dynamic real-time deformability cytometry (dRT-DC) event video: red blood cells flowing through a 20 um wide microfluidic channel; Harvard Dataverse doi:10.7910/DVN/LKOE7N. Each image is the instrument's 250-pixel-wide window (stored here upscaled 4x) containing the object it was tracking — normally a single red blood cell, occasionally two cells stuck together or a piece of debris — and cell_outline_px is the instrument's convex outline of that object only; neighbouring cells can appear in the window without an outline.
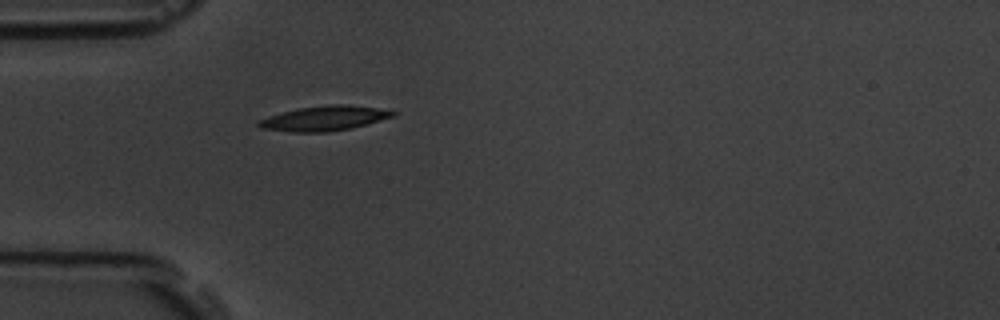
{"species": "common noctule bat (a hibernating species)", "species_latin": "Nyctalus noctula", "temperature_condition": "room temperature", "stored_images_in_passage": 1, "camera_frame_rate_fps": 3000, "um_per_image_px": 0.085, "animal": {"sex": "male", "body_mass_g": 19.5, "forearm_length_mm": 54.6}, "frame": {"image": 1, "passage_image": 1, "time_ms": 0.0, "image_size_px": [1000, 320], "cell_outline_px": [[396, 116], [352, 128], [328, 132], [292, 132], [260, 128], [256, 124], [256, 120], [268, 116], [300, 108], [332, 104], [348, 104], [376, 108], [396, 112]], "centroid_in_image_um": [27.55, 10.06], "position_along_channel_um": 57.5, "area_um2": 19.36}}